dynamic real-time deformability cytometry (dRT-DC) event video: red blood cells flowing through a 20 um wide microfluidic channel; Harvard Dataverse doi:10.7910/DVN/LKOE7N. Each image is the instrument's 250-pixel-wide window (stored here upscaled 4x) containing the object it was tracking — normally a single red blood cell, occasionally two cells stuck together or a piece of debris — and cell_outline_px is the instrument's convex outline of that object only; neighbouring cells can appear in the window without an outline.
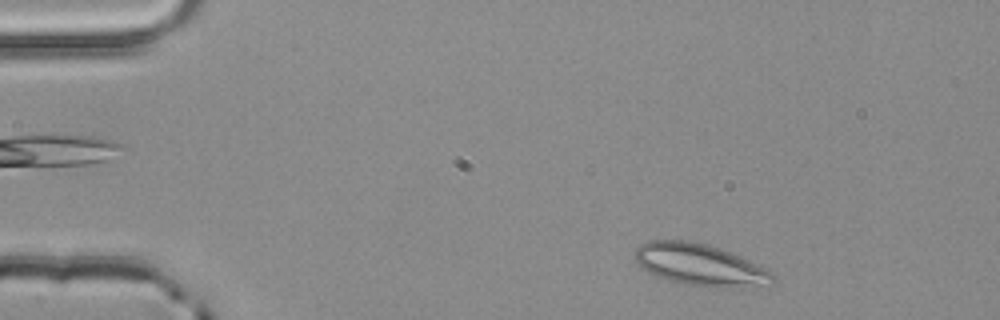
{"species": "common noctule bat (a hibernating species)", "species_latin": "Nyctalus noctula", "temperature_condition": "room temperature", "stored_images_in_passage": 48, "segment_of_instrument_passage": [1, 2], "camera_frame_rate_fps": 3000, "um_per_image_px": 0.085, "animal": {"sex": "male", "body_mass_g": 20.4}, "frame": {"image": 1, "passage_image": 2, "time_ms": 0.333, "image_size_px": [1000, 320], "cell_outline_px": [[776, 280], [768, 288], [704, 288], [684, 284], [652, 276], [640, 268], [636, 260], [636, 248], [640, 244], [648, 240], [688, 240], [708, 244], [720, 248], [740, 256], [772, 272], [776, 276]], "centroid_in_image_um": [59.55, 22.56], "position_along_channel_um": 25.4, "area_um2": 34.74}}